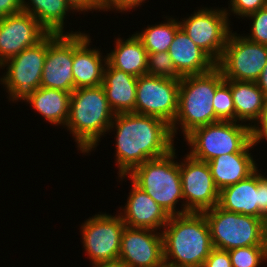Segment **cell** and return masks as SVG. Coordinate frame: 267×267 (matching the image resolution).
I'll return each instance as SVG.
<instances>
[{
    "mask_svg": "<svg viewBox=\"0 0 267 267\" xmlns=\"http://www.w3.org/2000/svg\"><path fill=\"white\" fill-rule=\"evenodd\" d=\"M116 128V162L122 180L147 160L163 157L174 148L171 125L148 115L115 114L109 127Z\"/></svg>",
    "mask_w": 267,
    "mask_h": 267,
    "instance_id": "obj_1",
    "label": "cell"
},
{
    "mask_svg": "<svg viewBox=\"0 0 267 267\" xmlns=\"http://www.w3.org/2000/svg\"><path fill=\"white\" fill-rule=\"evenodd\" d=\"M161 233L165 265L202 267L214 248L204 213L170 216Z\"/></svg>",
    "mask_w": 267,
    "mask_h": 267,
    "instance_id": "obj_2",
    "label": "cell"
},
{
    "mask_svg": "<svg viewBox=\"0 0 267 267\" xmlns=\"http://www.w3.org/2000/svg\"><path fill=\"white\" fill-rule=\"evenodd\" d=\"M112 111L102 85L75 89L71 93L67 129L81 153H90L113 121Z\"/></svg>",
    "mask_w": 267,
    "mask_h": 267,
    "instance_id": "obj_3",
    "label": "cell"
},
{
    "mask_svg": "<svg viewBox=\"0 0 267 267\" xmlns=\"http://www.w3.org/2000/svg\"><path fill=\"white\" fill-rule=\"evenodd\" d=\"M224 80L216 66L204 74L182 77L178 94V110L171 125L173 137L175 133L177 134L180 125L185 137L197 127L216 122L213 100L217 87Z\"/></svg>",
    "mask_w": 267,
    "mask_h": 267,
    "instance_id": "obj_4",
    "label": "cell"
},
{
    "mask_svg": "<svg viewBox=\"0 0 267 267\" xmlns=\"http://www.w3.org/2000/svg\"><path fill=\"white\" fill-rule=\"evenodd\" d=\"M175 150L167 155L150 159L135 167L127 176L141 190L151 196L169 216L184 214L177 210L179 198L183 200L179 163L174 161ZM177 210V211H176Z\"/></svg>",
    "mask_w": 267,
    "mask_h": 267,
    "instance_id": "obj_5",
    "label": "cell"
},
{
    "mask_svg": "<svg viewBox=\"0 0 267 267\" xmlns=\"http://www.w3.org/2000/svg\"><path fill=\"white\" fill-rule=\"evenodd\" d=\"M191 157L208 162L230 153H249L255 144L249 124L235 121H218L192 130L185 137Z\"/></svg>",
    "mask_w": 267,
    "mask_h": 267,
    "instance_id": "obj_6",
    "label": "cell"
},
{
    "mask_svg": "<svg viewBox=\"0 0 267 267\" xmlns=\"http://www.w3.org/2000/svg\"><path fill=\"white\" fill-rule=\"evenodd\" d=\"M203 213L214 248L229 251L239 247L267 246V229L263 219L229 212L218 205Z\"/></svg>",
    "mask_w": 267,
    "mask_h": 267,
    "instance_id": "obj_7",
    "label": "cell"
},
{
    "mask_svg": "<svg viewBox=\"0 0 267 267\" xmlns=\"http://www.w3.org/2000/svg\"><path fill=\"white\" fill-rule=\"evenodd\" d=\"M267 64V46L232 33L216 67L225 80L256 82Z\"/></svg>",
    "mask_w": 267,
    "mask_h": 267,
    "instance_id": "obj_8",
    "label": "cell"
},
{
    "mask_svg": "<svg viewBox=\"0 0 267 267\" xmlns=\"http://www.w3.org/2000/svg\"><path fill=\"white\" fill-rule=\"evenodd\" d=\"M46 56L47 36L37 45L24 49L0 65V68L7 67L0 84L7 88L9 100H22L28 93L41 87Z\"/></svg>",
    "mask_w": 267,
    "mask_h": 267,
    "instance_id": "obj_9",
    "label": "cell"
},
{
    "mask_svg": "<svg viewBox=\"0 0 267 267\" xmlns=\"http://www.w3.org/2000/svg\"><path fill=\"white\" fill-rule=\"evenodd\" d=\"M179 80L142 75L137 78L135 113L172 125L178 110Z\"/></svg>",
    "mask_w": 267,
    "mask_h": 267,
    "instance_id": "obj_10",
    "label": "cell"
},
{
    "mask_svg": "<svg viewBox=\"0 0 267 267\" xmlns=\"http://www.w3.org/2000/svg\"><path fill=\"white\" fill-rule=\"evenodd\" d=\"M203 8L179 24L189 38L217 62L226 46L231 24L225 9Z\"/></svg>",
    "mask_w": 267,
    "mask_h": 267,
    "instance_id": "obj_11",
    "label": "cell"
},
{
    "mask_svg": "<svg viewBox=\"0 0 267 267\" xmlns=\"http://www.w3.org/2000/svg\"><path fill=\"white\" fill-rule=\"evenodd\" d=\"M122 217L95 214L81 225L85 252L92 264L119 259L120 243L125 228Z\"/></svg>",
    "mask_w": 267,
    "mask_h": 267,
    "instance_id": "obj_12",
    "label": "cell"
},
{
    "mask_svg": "<svg viewBox=\"0 0 267 267\" xmlns=\"http://www.w3.org/2000/svg\"><path fill=\"white\" fill-rule=\"evenodd\" d=\"M182 194L186 200L182 206L184 214L203 213L218 205L219 189L216 187L208 163L186 155L179 163Z\"/></svg>",
    "mask_w": 267,
    "mask_h": 267,
    "instance_id": "obj_13",
    "label": "cell"
},
{
    "mask_svg": "<svg viewBox=\"0 0 267 267\" xmlns=\"http://www.w3.org/2000/svg\"><path fill=\"white\" fill-rule=\"evenodd\" d=\"M73 31L47 35V56L42 70L41 87L72 93L75 81L73 65Z\"/></svg>",
    "mask_w": 267,
    "mask_h": 267,
    "instance_id": "obj_14",
    "label": "cell"
},
{
    "mask_svg": "<svg viewBox=\"0 0 267 267\" xmlns=\"http://www.w3.org/2000/svg\"><path fill=\"white\" fill-rule=\"evenodd\" d=\"M49 32L29 13L21 11L0 20V65L24 49L37 45Z\"/></svg>",
    "mask_w": 267,
    "mask_h": 267,
    "instance_id": "obj_15",
    "label": "cell"
},
{
    "mask_svg": "<svg viewBox=\"0 0 267 267\" xmlns=\"http://www.w3.org/2000/svg\"><path fill=\"white\" fill-rule=\"evenodd\" d=\"M119 259L128 267H165L162 233L125 226Z\"/></svg>",
    "mask_w": 267,
    "mask_h": 267,
    "instance_id": "obj_16",
    "label": "cell"
},
{
    "mask_svg": "<svg viewBox=\"0 0 267 267\" xmlns=\"http://www.w3.org/2000/svg\"><path fill=\"white\" fill-rule=\"evenodd\" d=\"M90 43L91 38L89 35L80 31L73 32L72 74L75 81V89L95 87L102 85L103 82L107 55L103 59L98 49L90 48Z\"/></svg>",
    "mask_w": 267,
    "mask_h": 267,
    "instance_id": "obj_17",
    "label": "cell"
},
{
    "mask_svg": "<svg viewBox=\"0 0 267 267\" xmlns=\"http://www.w3.org/2000/svg\"><path fill=\"white\" fill-rule=\"evenodd\" d=\"M127 204L122 217L126 227L151 229L157 231L168 223L169 215L160 207L155 200L132 182Z\"/></svg>",
    "mask_w": 267,
    "mask_h": 267,
    "instance_id": "obj_18",
    "label": "cell"
},
{
    "mask_svg": "<svg viewBox=\"0 0 267 267\" xmlns=\"http://www.w3.org/2000/svg\"><path fill=\"white\" fill-rule=\"evenodd\" d=\"M168 53L181 77L204 74L216 66V62L181 27L176 31Z\"/></svg>",
    "mask_w": 267,
    "mask_h": 267,
    "instance_id": "obj_19",
    "label": "cell"
},
{
    "mask_svg": "<svg viewBox=\"0 0 267 267\" xmlns=\"http://www.w3.org/2000/svg\"><path fill=\"white\" fill-rule=\"evenodd\" d=\"M218 206L222 209L261 218L259 211L258 169L248 178L220 190Z\"/></svg>",
    "mask_w": 267,
    "mask_h": 267,
    "instance_id": "obj_20",
    "label": "cell"
},
{
    "mask_svg": "<svg viewBox=\"0 0 267 267\" xmlns=\"http://www.w3.org/2000/svg\"><path fill=\"white\" fill-rule=\"evenodd\" d=\"M102 86L115 114L135 113L137 77L113 68L107 62Z\"/></svg>",
    "mask_w": 267,
    "mask_h": 267,
    "instance_id": "obj_21",
    "label": "cell"
},
{
    "mask_svg": "<svg viewBox=\"0 0 267 267\" xmlns=\"http://www.w3.org/2000/svg\"><path fill=\"white\" fill-rule=\"evenodd\" d=\"M251 153H230L208 161L211 175L219 191L248 178L258 167Z\"/></svg>",
    "mask_w": 267,
    "mask_h": 267,
    "instance_id": "obj_22",
    "label": "cell"
},
{
    "mask_svg": "<svg viewBox=\"0 0 267 267\" xmlns=\"http://www.w3.org/2000/svg\"><path fill=\"white\" fill-rule=\"evenodd\" d=\"M70 98V92L39 87L28 93L22 101L29 102L51 124L65 126L69 117Z\"/></svg>",
    "mask_w": 267,
    "mask_h": 267,
    "instance_id": "obj_23",
    "label": "cell"
},
{
    "mask_svg": "<svg viewBox=\"0 0 267 267\" xmlns=\"http://www.w3.org/2000/svg\"><path fill=\"white\" fill-rule=\"evenodd\" d=\"M116 45L111 53H107V62L118 70L135 77L146 74L148 53L142 41L133 34L123 41L116 39Z\"/></svg>",
    "mask_w": 267,
    "mask_h": 267,
    "instance_id": "obj_24",
    "label": "cell"
},
{
    "mask_svg": "<svg viewBox=\"0 0 267 267\" xmlns=\"http://www.w3.org/2000/svg\"><path fill=\"white\" fill-rule=\"evenodd\" d=\"M231 94L235 106V122L252 121L249 125L255 124L267 102V96L257 83L231 80Z\"/></svg>",
    "mask_w": 267,
    "mask_h": 267,
    "instance_id": "obj_25",
    "label": "cell"
},
{
    "mask_svg": "<svg viewBox=\"0 0 267 267\" xmlns=\"http://www.w3.org/2000/svg\"><path fill=\"white\" fill-rule=\"evenodd\" d=\"M29 1L22 2L24 12L31 14L49 33H64L65 16L72 10L65 0Z\"/></svg>",
    "mask_w": 267,
    "mask_h": 267,
    "instance_id": "obj_26",
    "label": "cell"
},
{
    "mask_svg": "<svg viewBox=\"0 0 267 267\" xmlns=\"http://www.w3.org/2000/svg\"><path fill=\"white\" fill-rule=\"evenodd\" d=\"M180 28L179 21L168 18L167 22L149 25L136 36L142 41L147 53L168 52L176 31Z\"/></svg>",
    "mask_w": 267,
    "mask_h": 267,
    "instance_id": "obj_27",
    "label": "cell"
},
{
    "mask_svg": "<svg viewBox=\"0 0 267 267\" xmlns=\"http://www.w3.org/2000/svg\"><path fill=\"white\" fill-rule=\"evenodd\" d=\"M213 108L218 121H235V106L231 94V80H224L216 89Z\"/></svg>",
    "mask_w": 267,
    "mask_h": 267,
    "instance_id": "obj_28",
    "label": "cell"
},
{
    "mask_svg": "<svg viewBox=\"0 0 267 267\" xmlns=\"http://www.w3.org/2000/svg\"><path fill=\"white\" fill-rule=\"evenodd\" d=\"M232 267H259L267 261V246H248L228 251Z\"/></svg>",
    "mask_w": 267,
    "mask_h": 267,
    "instance_id": "obj_29",
    "label": "cell"
},
{
    "mask_svg": "<svg viewBox=\"0 0 267 267\" xmlns=\"http://www.w3.org/2000/svg\"><path fill=\"white\" fill-rule=\"evenodd\" d=\"M146 74L179 81L182 79L168 52L149 53Z\"/></svg>",
    "mask_w": 267,
    "mask_h": 267,
    "instance_id": "obj_30",
    "label": "cell"
},
{
    "mask_svg": "<svg viewBox=\"0 0 267 267\" xmlns=\"http://www.w3.org/2000/svg\"><path fill=\"white\" fill-rule=\"evenodd\" d=\"M253 20L250 35L245 36L250 41L267 46V6L246 16Z\"/></svg>",
    "mask_w": 267,
    "mask_h": 267,
    "instance_id": "obj_31",
    "label": "cell"
},
{
    "mask_svg": "<svg viewBox=\"0 0 267 267\" xmlns=\"http://www.w3.org/2000/svg\"><path fill=\"white\" fill-rule=\"evenodd\" d=\"M266 6L267 0H230L228 8L231 11L226 10V8L225 11L228 16L230 14L229 12H232L242 18Z\"/></svg>",
    "mask_w": 267,
    "mask_h": 267,
    "instance_id": "obj_32",
    "label": "cell"
},
{
    "mask_svg": "<svg viewBox=\"0 0 267 267\" xmlns=\"http://www.w3.org/2000/svg\"><path fill=\"white\" fill-rule=\"evenodd\" d=\"M145 1L146 0H98V4L99 11H108L109 9H116V11L122 13L124 11H130L132 8L135 9V7L142 5L141 3Z\"/></svg>",
    "mask_w": 267,
    "mask_h": 267,
    "instance_id": "obj_33",
    "label": "cell"
},
{
    "mask_svg": "<svg viewBox=\"0 0 267 267\" xmlns=\"http://www.w3.org/2000/svg\"><path fill=\"white\" fill-rule=\"evenodd\" d=\"M202 267H232L229 252L213 248Z\"/></svg>",
    "mask_w": 267,
    "mask_h": 267,
    "instance_id": "obj_34",
    "label": "cell"
},
{
    "mask_svg": "<svg viewBox=\"0 0 267 267\" xmlns=\"http://www.w3.org/2000/svg\"><path fill=\"white\" fill-rule=\"evenodd\" d=\"M256 122V124L251 126V138L255 145L260 143L261 139L267 141V102L260 118Z\"/></svg>",
    "mask_w": 267,
    "mask_h": 267,
    "instance_id": "obj_35",
    "label": "cell"
},
{
    "mask_svg": "<svg viewBox=\"0 0 267 267\" xmlns=\"http://www.w3.org/2000/svg\"><path fill=\"white\" fill-rule=\"evenodd\" d=\"M22 2L23 0H0V20L23 11Z\"/></svg>",
    "mask_w": 267,
    "mask_h": 267,
    "instance_id": "obj_36",
    "label": "cell"
},
{
    "mask_svg": "<svg viewBox=\"0 0 267 267\" xmlns=\"http://www.w3.org/2000/svg\"><path fill=\"white\" fill-rule=\"evenodd\" d=\"M259 211L267 216V176L258 171Z\"/></svg>",
    "mask_w": 267,
    "mask_h": 267,
    "instance_id": "obj_37",
    "label": "cell"
},
{
    "mask_svg": "<svg viewBox=\"0 0 267 267\" xmlns=\"http://www.w3.org/2000/svg\"><path fill=\"white\" fill-rule=\"evenodd\" d=\"M67 4L71 7L72 11H92L98 10L99 4L98 0H65Z\"/></svg>",
    "mask_w": 267,
    "mask_h": 267,
    "instance_id": "obj_38",
    "label": "cell"
},
{
    "mask_svg": "<svg viewBox=\"0 0 267 267\" xmlns=\"http://www.w3.org/2000/svg\"><path fill=\"white\" fill-rule=\"evenodd\" d=\"M260 90L267 96V64L263 68L260 77L256 81Z\"/></svg>",
    "mask_w": 267,
    "mask_h": 267,
    "instance_id": "obj_39",
    "label": "cell"
},
{
    "mask_svg": "<svg viewBox=\"0 0 267 267\" xmlns=\"http://www.w3.org/2000/svg\"><path fill=\"white\" fill-rule=\"evenodd\" d=\"M92 267H128L122 260H112L92 264Z\"/></svg>",
    "mask_w": 267,
    "mask_h": 267,
    "instance_id": "obj_40",
    "label": "cell"
},
{
    "mask_svg": "<svg viewBox=\"0 0 267 267\" xmlns=\"http://www.w3.org/2000/svg\"><path fill=\"white\" fill-rule=\"evenodd\" d=\"M165 267H181V266L165 265Z\"/></svg>",
    "mask_w": 267,
    "mask_h": 267,
    "instance_id": "obj_41",
    "label": "cell"
},
{
    "mask_svg": "<svg viewBox=\"0 0 267 267\" xmlns=\"http://www.w3.org/2000/svg\"><path fill=\"white\" fill-rule=\"evenodd\" d=\"M265 226H266V229H267V216L265 217Z\"/></svg>",
    "mask_w": 267,
    "mask_h": 267,
    "instance_id": "obj_42",
    "label": "cell"
}]
</instances>
